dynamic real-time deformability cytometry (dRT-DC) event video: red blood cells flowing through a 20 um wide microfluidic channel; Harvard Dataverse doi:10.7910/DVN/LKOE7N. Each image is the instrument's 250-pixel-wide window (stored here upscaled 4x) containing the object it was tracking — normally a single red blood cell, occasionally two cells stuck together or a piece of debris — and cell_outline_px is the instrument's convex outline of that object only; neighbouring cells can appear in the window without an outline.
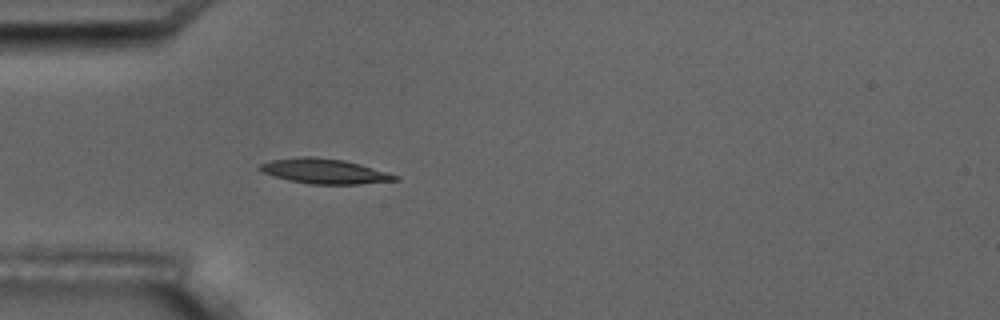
{"species": "common noctule bat (a hibernating species)", "species_latin": "Nyctalus noctula", "temperature_condition": "room temperature", "stored_images_in_passage": 5, "camera_frame_rate_fps": 3000, "um_per_image_px": 0.085, "animal": {"sex": "male", "body_mass_g": 17.5, "forearm_length_mm": 52.3}, "frame": {"image": 1, "passage_image": 5, "time_ms": 4.333, "image_size_px": [1000, 320], "cell_outline_px": [[400, 180], [360, 184], [312, 184], [288, 180], [260, 172], [256, 168], [260, 164], [272, 160], [300, 156], [312, 156], [344, 160], [360, 164], [400, 176]], "centroid_in_image_um": [27.57, 14.55], "position_along_channel_um": 57.4, "area_um2": 19.77}}